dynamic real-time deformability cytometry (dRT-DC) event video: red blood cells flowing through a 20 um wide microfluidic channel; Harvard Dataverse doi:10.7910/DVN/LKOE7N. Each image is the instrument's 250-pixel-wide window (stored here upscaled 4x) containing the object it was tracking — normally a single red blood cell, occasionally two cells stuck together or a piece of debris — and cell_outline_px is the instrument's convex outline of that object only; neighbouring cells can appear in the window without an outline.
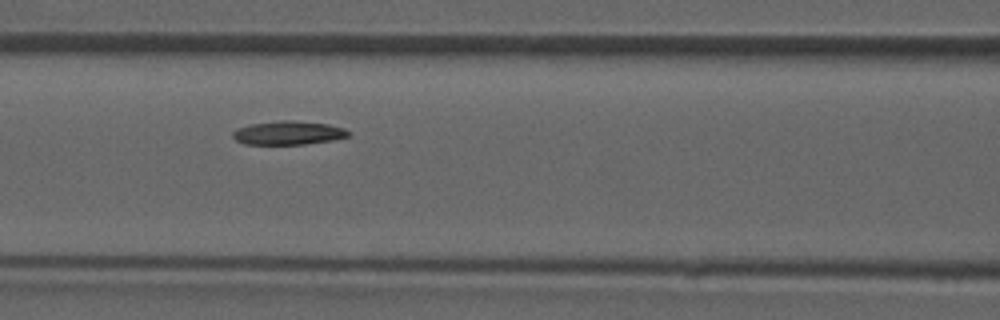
{"species": "common noctule bat (a hibernating species)", "species_latin": "Nyctalus noctula", "temperature_condition": "room temperature", "stored_images_in_passage": 7, "camera_frame_rate_fps": 3000, "um_per_image_px": 0.085, "animal": {"sex": "male", "forearm_length_mm": 52.5}, "frame": {"image": 1, "passage_image": 4, "time_ms": 4.333, "image_size_px": [1000, 320], "cell_outline_px": [[352, 132], [348, 136], [332, 140], [304, 144], [244, 144], [236, 140], [232, 136], [232, 132], [236, 128], [248, 124], [280, 120], [292, 120], [328, 124], [344, 128]], "centroid_in_image_um": [24.48, 11.28], "position_along_channel_um": 142.1, "area_um2": 16.07}}
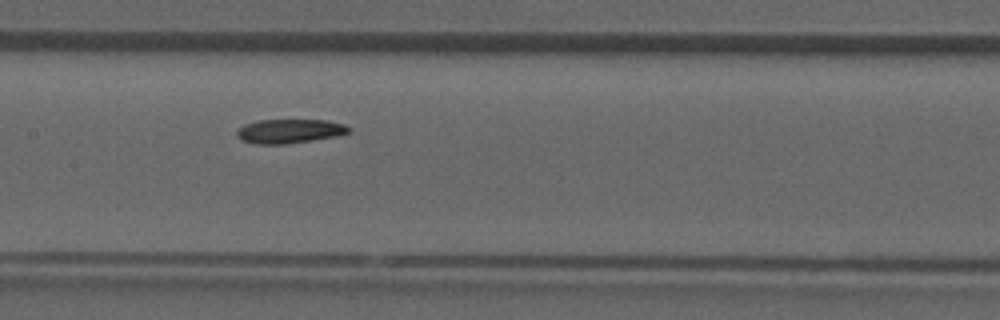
{"frame": {"image": 2, "passage_image": 5, "time_ms": 5.333, "image_size_px": [1000, 320], "cell_outline_px": [[352, 128], [348, 132], [340, 136], [284, 144], [256, 144], [240, 140], [236, 136], [236, 132], [244, 124], [260, 120], [328, 120], [344, 124]], "centroid_in_image_um": [24.62, 11.15], "position_along_channel_um": 182.8, "area_um2": 15.84}}